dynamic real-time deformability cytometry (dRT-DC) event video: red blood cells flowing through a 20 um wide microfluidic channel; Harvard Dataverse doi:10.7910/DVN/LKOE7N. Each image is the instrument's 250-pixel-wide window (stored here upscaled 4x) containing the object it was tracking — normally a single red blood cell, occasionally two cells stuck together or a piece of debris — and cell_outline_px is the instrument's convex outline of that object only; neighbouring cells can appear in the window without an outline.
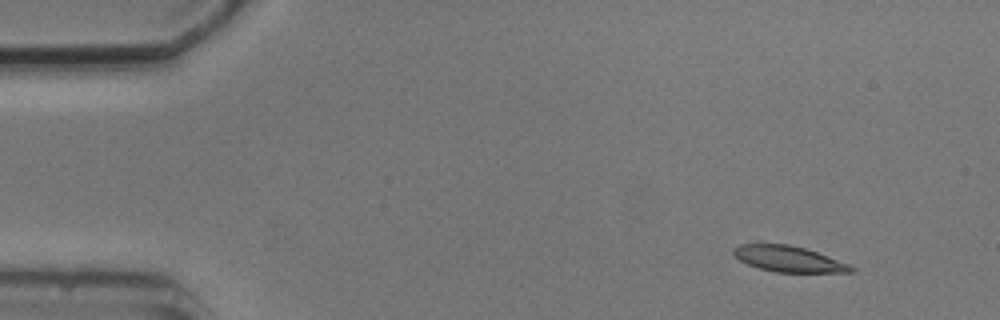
{"species": "common noctule bat (a hibernating species)", "species_latin": "Nyctalus noctula", "temperature_condition": "cold", "stored_images_in_passage": 6, "camera_frame_rate_fps": 3000, "um_per_image_px": 0.085, "animal": {"sex": "male", "body_mass_g": 20.5, "forearm_length_mm": 52.5}, "frame": {"image": 1, "passage_image": 2, "time_ms": 1.333, "image_size_px": [1000, 320], "cell_outline_px": [[856, 272], [776, 272], [760, 268], [748, 264], [740, 260], [732, 252], [732, 248], [740, 244], [756, 240], [760, 240], [788, 244], [804, 248], [816, 252], [848, 264], [856, 268]], "centroid_in_image_um": [66.93, 21.95], "position_along_channel_um": 18.1, "area_um2": 18.21}}
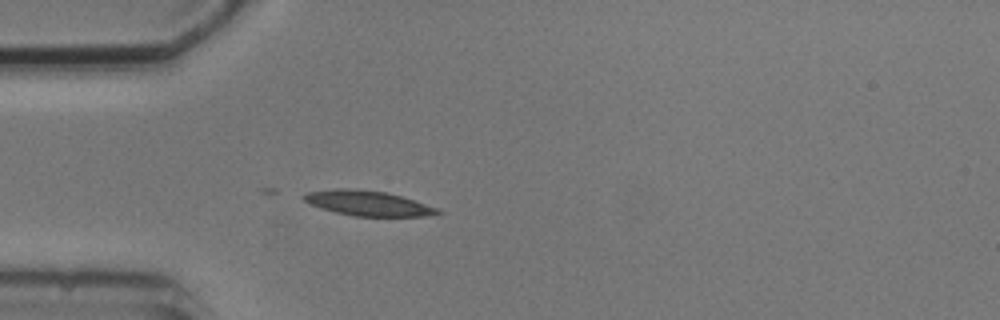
{"frame": {"image": 2, "passage_image": 5, "time_ms": 4.667, "image_size_px": [1000, 320], "cell_outline_px": [[444, 212], [424, 216], [352, 216], [320, 208], [308, 204], [300, 196], [308, 192], [336, 188], [356, 188], [388, 192], [436, 208]], "centroid_in_image_um": [31.19, 17.26], "position_along_channel_um": 53.8, "area_um2": 19.48}}